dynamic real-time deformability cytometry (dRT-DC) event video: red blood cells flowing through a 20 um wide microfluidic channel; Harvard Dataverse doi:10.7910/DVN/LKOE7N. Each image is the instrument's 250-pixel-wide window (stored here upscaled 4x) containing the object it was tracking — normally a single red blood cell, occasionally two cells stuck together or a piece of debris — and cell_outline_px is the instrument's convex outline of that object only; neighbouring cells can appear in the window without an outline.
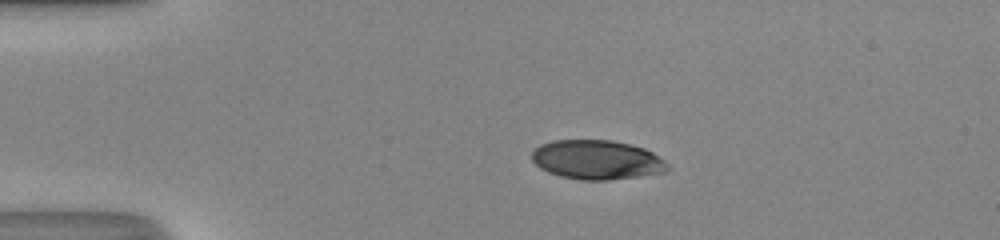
{"species": "human", "species_latin": "Homo sapiens", "temperature_condition": "room temperature", "stored_images_in_passage": 40, "camera_frame_rate_fps": 3000, "um_per_image_px": 0.085, "donor": {"sex": "male"}, "frame": {"image": 1, "passage_image": 1, "time_ms": 0.0, "image_size_px": [1000, 240], "cell_outline_px": [[668, 168], [664, 172], [608, 180], [580, 180], [560, 176], [548, 172], [540, 168], [532, 160], [532, 152], [540, 144], [552, 140], [612, 140], [644, 148], [652, 152], [664, 160], [668, 164]], "centroid_in_image_um": [50.7, 13.58], "position_along_channel_um": 34.3, "area_um2": 30.92}}
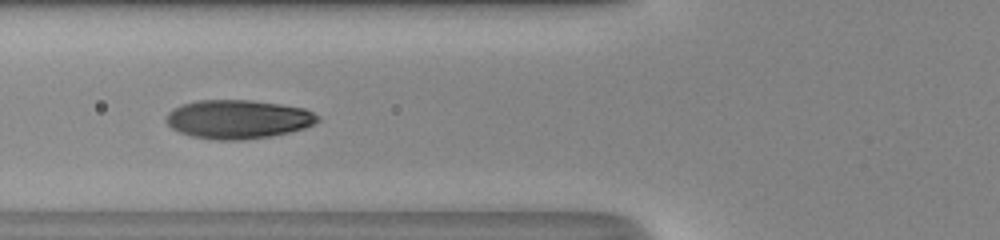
{"frame": {"image": 2, "passage_image": 10, "time_ms": 3.0, "image_size_px": [1000, 240], "cell_outline_px": [[320, 120], [316, 124], [304, 128], [272, 136], [240, 140], [216, 140], [192, 136], [180, 132], [172, 128], [164, 120], [168, 112], [172, 108], [180, 104], [200, 100], [252, 100], [280, 104], [304, 108], [320, 116]], "centroid_in_image_um": [20.23, 10.13], "position_along_channel_um": 105.6, "area_um2": 34.45}}
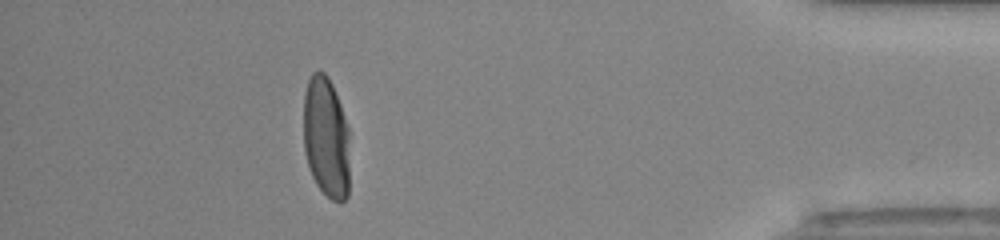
{"frame": {"image": 3, "passage_image": 35, "time_ms": 11.333, "image_size_px": [1000, 240], "cell_outline_px": [[348, 196], [340, 204], [332, 200], [316, 184], [308, 168], [304, 152], [304, 92], [308, 80], [312, 72], [324, 72], [328, 76], [332, 84], [340, 104], [348, 128]], "centroid_in_image_um": [27.7, 11.69], "position_along_channel_um": 407.5, "area_um2": 32.71}, "authors_computed_cell_mechanics": {"area_um2": 33.7841, "velocity_mm_per_s": 4.1971, "shape_relaxation_time_tau1_ms": 3.5819, "shape_relaxation_time_tau2_ms": null, "deformation_change_tau1": 0.2172, "deformation_change_tau2": null}}